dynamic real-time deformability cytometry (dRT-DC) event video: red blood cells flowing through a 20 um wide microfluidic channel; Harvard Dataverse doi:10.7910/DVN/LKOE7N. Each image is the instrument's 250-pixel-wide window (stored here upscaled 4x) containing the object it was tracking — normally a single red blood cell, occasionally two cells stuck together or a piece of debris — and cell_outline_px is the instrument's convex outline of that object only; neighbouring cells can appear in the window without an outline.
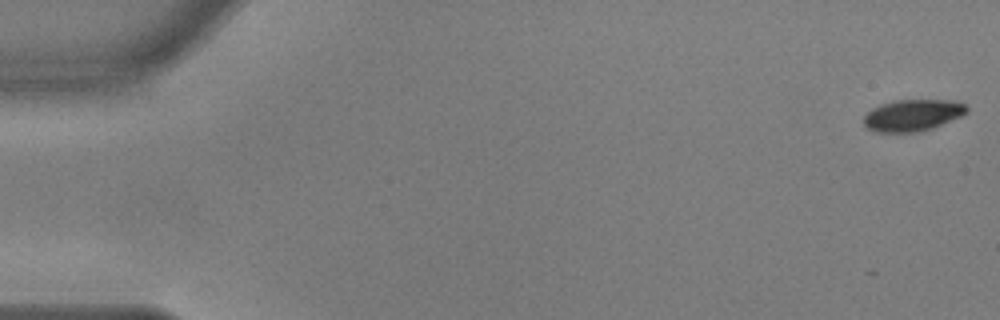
{"species": "common noctule bat (a hibernating species)", "species_latin": "Nyctalus noctula", "temperature_condition": "warm", "stored_images_in_passage": 26, "camera_frame_rate_fps": 3000, "um_per_image_px": 0.085, "animal": {"sex": "male", "body_mass_g": 17.9, "forearm_length_mm": 54.2}, "frame": {"image": 1, "passage_image": 1, "time_ms": 0.0, "image_size_px": [1000, 320], "cell_outline_px": [[968, 112], [960, 116], [932, 128], [916, 132], [876, 132], [868, 128], [864, 124], [864, 116], [872, 108], [880, 104], [892, 100], [956, 100], [964, 104], [968, 108]], "centroid_in_image_um": [77.57, 9.78], "position_along_channel_um": 7.4, "area_um2": 18.96}}
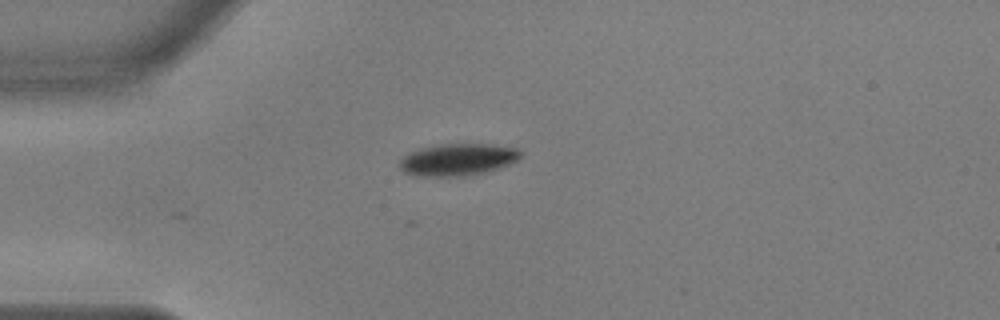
{"frame": {"image": 2, "passage_image": 15, "time_ms": 4.667, "image_size_px": [1000, 320], "cell_outline_px": [[520, 156], [516, 160], [500, 168], [488, 172], [468, 176], [416, 176], [404, 172], [400, 168], [400, 160], [404, 156], [420, 148], [440, 144], [488, 144], [516, 148], [520, 152]], "centroid_in_image_um": [38.9, 13.58], "position_along_channel_um": 46.1, "area_um2": 22.48}}
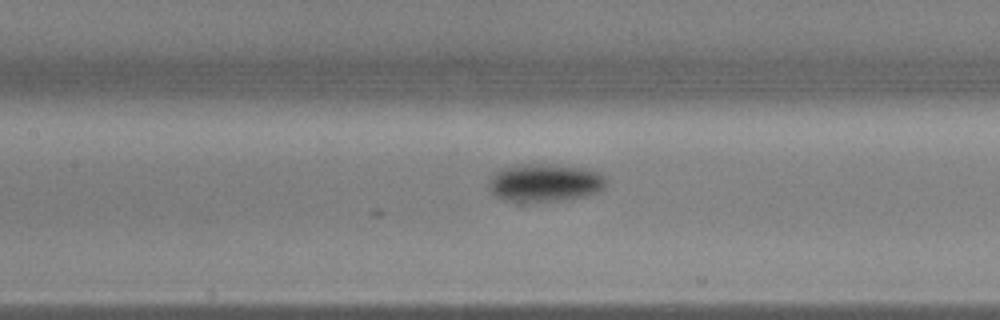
{"frame": {"image": 3, "passage_image": 26, "time_ms": 8.333, "image_size_px": [1000, 320], "cell_outline_px": [[608, 184], [604, 188], [596, 192], [584, 196], [560, 200], [524, 204], [516, 204], [504, 200], [496, 196], [488, 188], [488, 184], [492, 176], [496, 172], [504, 168], [516, 164], [544, 164], [588, 168], [604, 176], [608, 180]], "centroid_in_image_um": [46.29, 15.56], "position_along_channel_um": 161.1, "area_um2": 26.47}}